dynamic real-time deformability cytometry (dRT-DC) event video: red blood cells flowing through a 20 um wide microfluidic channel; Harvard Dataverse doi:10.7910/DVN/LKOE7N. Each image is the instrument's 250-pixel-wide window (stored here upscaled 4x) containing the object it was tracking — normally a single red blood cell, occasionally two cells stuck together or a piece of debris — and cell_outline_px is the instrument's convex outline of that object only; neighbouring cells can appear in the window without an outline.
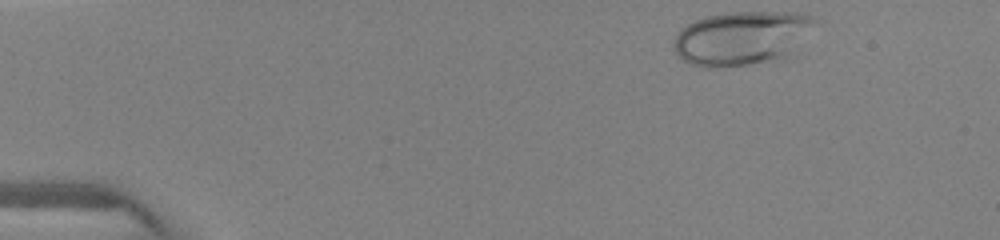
{"species": "human", "species_latin": "Homo sapiens", "temperature_condition": "warm", "stored_images_in_passage": 18, "camera_frame_rate_fps": 3000, "um_per_image_px": 0.085, "donor": {"sex": "female"}, "frame": {"image": 1, "passage_image": 1, "time_ms": 0.0, "image_size_px": [1000, 240], "cell_outline_px": [[812, 20], [784, 60], [716, 68], [708, 68], [692, 64], [684, 60], [676, 52], [672, 44], [676, 36], [688, 24], [696, 20], [708, 16], [732, 12], [796, 12], [812, 16]], "centroid_in_image_um": [62.94, 3.25], "position_along_channel_um": 22.1, "area_um2": 43.12}}
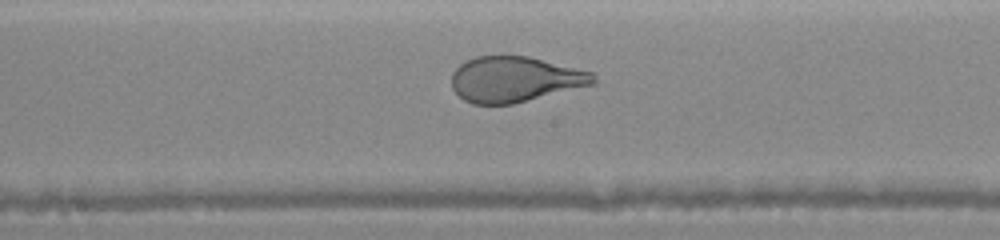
{"frame": {"image": 2, "passage_image": 15, "time_ms": 6.333, "image_size_px": [1000, 240], "cell_outline_px": [[596, 84], [512, 104], [472, 104], [464, 100], [452, 88], [452, 72], [460, 64], [476, 56], [528, 56], [592, 72], [596, 76]], "centroid_in_image_um": [43.78, 6.74], "position_along_channel_um": 204.4, "area_um2": 37.51}}
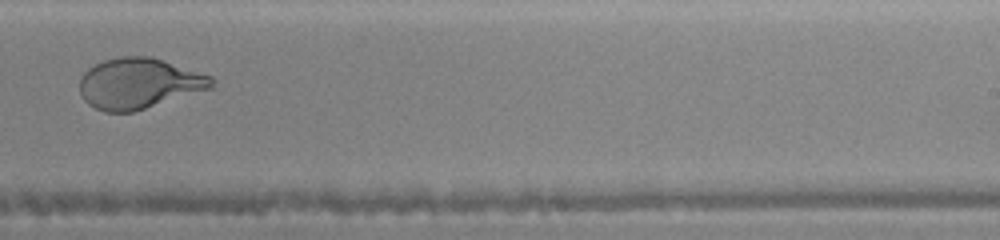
{"frame": {"image": 3, "passage_image": 18, "time_ms": 8.0, "image_size_px": [1000, 240], "cell_outline_px": [[216, 88], [132, 112], [104, 112], [88, 104], [84, 100], [80, 92], [80, 76], [88, 68], [104, 60], [120, 56], [148, 56], [212, 76], [216, 80]], "centroid_in_image_um": [11.84, 7.1], "position_along_channel_um": 277.2, "area_um2": 39.19}}